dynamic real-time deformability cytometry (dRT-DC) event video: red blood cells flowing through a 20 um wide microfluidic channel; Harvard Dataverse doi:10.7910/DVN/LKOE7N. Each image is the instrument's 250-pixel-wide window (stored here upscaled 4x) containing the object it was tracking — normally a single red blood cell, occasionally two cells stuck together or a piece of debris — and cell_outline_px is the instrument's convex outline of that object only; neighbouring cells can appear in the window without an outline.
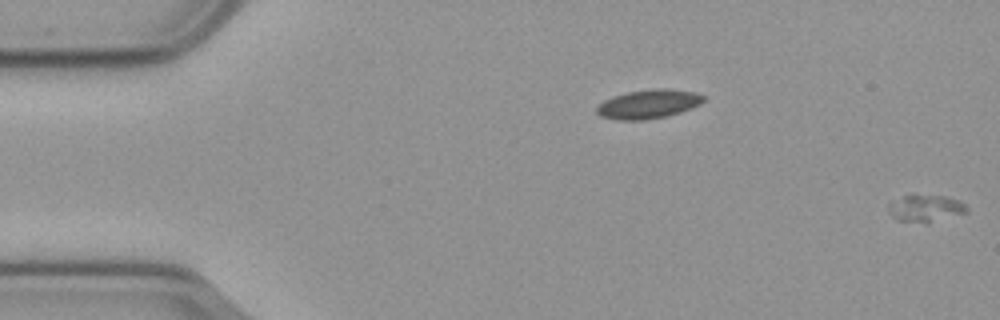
{"species": "common noctule bat (a hibernating species)", "species_latin": "Nyctalus noctula", "temperature_condition": "cold", "stored_images_in_passage": 10, "segment_of_instrument_passage": [2, 2], "camera_frame_rate_fps": 3000, "um_per_image_px": 0.085, "animal": {"sex": "male", "body_mass_g": 23.1, "forearm_length_mm": 52.7}, "frame": {"image": 1, "passage_image": 10, "time_ms": 3.0, "image_size_px": [1000, 320], "cell_outline_px": [[968, 212], [928, 224], [896, 220], [892, 216], [888, 204], [904, 196], [944, 196], [960, 200], [968, 208]], "centroid_in_image_um": [78.73, 17.75], "position_along_channel_um": 6.3, "area_um2": 12.25}}